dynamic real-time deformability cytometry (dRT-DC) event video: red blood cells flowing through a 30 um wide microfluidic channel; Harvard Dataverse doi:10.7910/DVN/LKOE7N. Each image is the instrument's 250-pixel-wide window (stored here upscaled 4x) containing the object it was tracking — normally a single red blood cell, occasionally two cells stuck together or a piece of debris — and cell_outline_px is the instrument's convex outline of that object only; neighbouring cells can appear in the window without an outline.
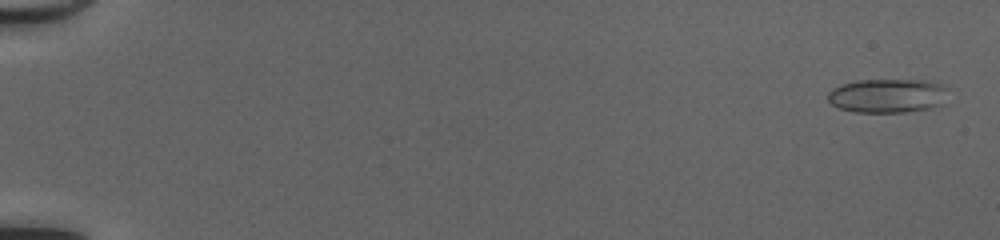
{"species": "common noctule bat (a hibernating species)", "species_latin": "Nyctalus noctula", "temperature_condition": "cold", "stored_images_in_passage": 51, "camera_frame_rate_fps": 3000, "um_per_image_px": 0.085, "animal": {"sex": "female", "body_mass_g": 20.0, "forearm_length_mm": 54.0}, "frame": {"image": 1, "passage_image": 2, "time_ms": 0.333, "image_size_px": [1000, 240], "cell_outline_px": [[948, 88], [940, 104], [932, 108], [904, 112], [856, 112], [836, 108], [828, 100], [828, 92], [832, 88], [840, 84], [856, 80], [924, 80], [940, 84]], "centroid_in_image_um": [75.38, 8.13], "position_along_channel_um": 9.6, "area_um2": 23.87}}
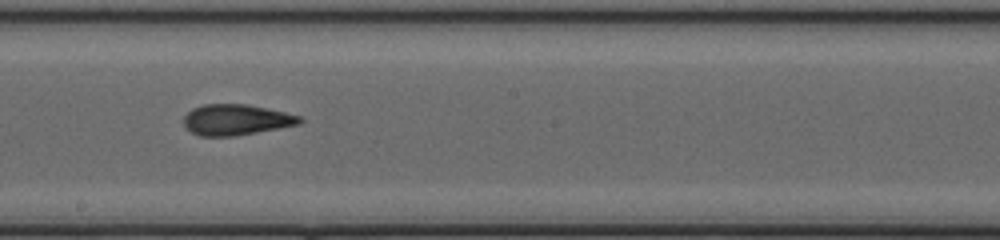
{"frame": {"image": 2, "passage_image": 31, "time_ms": 10.0, "image_size_px": [1000, 240], "cell_outline_px": [[304, 120], [300, 124], [236, 136], [200, 136], [184, 128], [184, 116], [192, 108], [204, 104], [248, 104], [284, 112], [300, 116]], "centroid_in_image_um": [20.05, 10.18], "position_along_channel_um": 228.1, "area_um2": 20.87}}
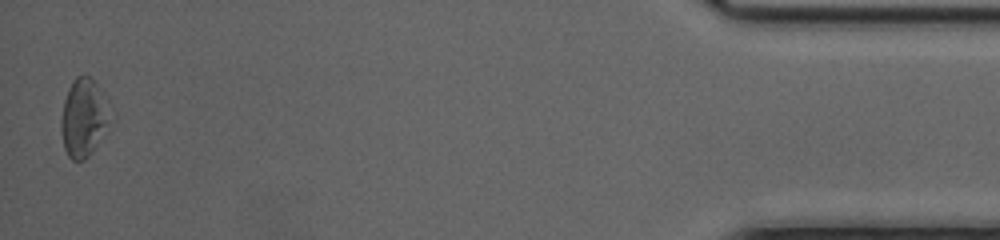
{"frame": {"image": 3, "passage_image": 51, "time_ms": 16.667, "image_size_px": [1000, 240], "cell_outline_px": [[116, 120], [92, 152], [84, 160], [72, 160], [68, 156], [64, 148], [60, 128], [60, 120], [64, 100], [68, 88], [72, 80], [76, 76], [84, 72], [96, 84], [116, 116]], "centroid_in_image_um": [7.17, 10.01], "position_along_channel_um": 428.0, "area_um2": 23.35}, "authors_computed_cell_mechanics": {"area_um2": 21.4438, "velocity_mm_per_s": 4.1637, "shape_relaxation_time_tau1_ms": 7.4299, "shape_relaxation_time_tau2_ms": 1.7687, "deformation_change_tau1": 0.1859, "deformation_change_tau2": 0.1005}}